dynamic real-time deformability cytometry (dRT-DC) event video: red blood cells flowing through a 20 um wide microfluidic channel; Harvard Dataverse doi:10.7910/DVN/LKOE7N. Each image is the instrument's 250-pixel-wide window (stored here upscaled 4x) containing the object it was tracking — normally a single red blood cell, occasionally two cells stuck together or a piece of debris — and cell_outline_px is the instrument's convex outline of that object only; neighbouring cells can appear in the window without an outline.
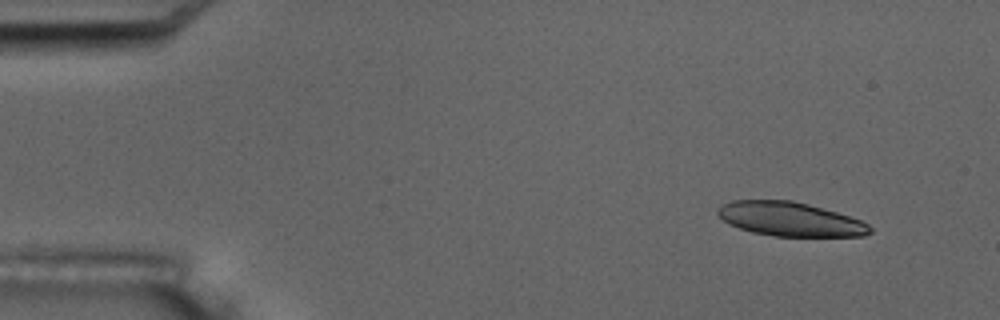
{"species": "common noctule bat (a hibernating species)", "species_latin": "Nyctalus noctula", "temperature_condition": "room temperature", "stored_images_in_passage": 9, "camera_frame_rate_fps": 3000, "um_per_image_px": 0.085, "animal": {"sex": "male", "body_mass_g": 17.5, "forearm_length_mm": 52.3}, "frame": {"image": 1, "passage_image": 2, "time_ms": 1.333, "image_size_px": [1000, 320], "cell_outline_px": [[872, 232], [864, 236], [772, 236], [752, 232], [728, 224], [716, 212], [716, 208], [732, 200], [792, 200], [808, 204], [836, 212], [860, 220], [868, 224], [872, 228]], "centroid_in_image_um": [67.14, 18.63], "position_along_channel_um": 17.9, "area_um2": 30.11}}